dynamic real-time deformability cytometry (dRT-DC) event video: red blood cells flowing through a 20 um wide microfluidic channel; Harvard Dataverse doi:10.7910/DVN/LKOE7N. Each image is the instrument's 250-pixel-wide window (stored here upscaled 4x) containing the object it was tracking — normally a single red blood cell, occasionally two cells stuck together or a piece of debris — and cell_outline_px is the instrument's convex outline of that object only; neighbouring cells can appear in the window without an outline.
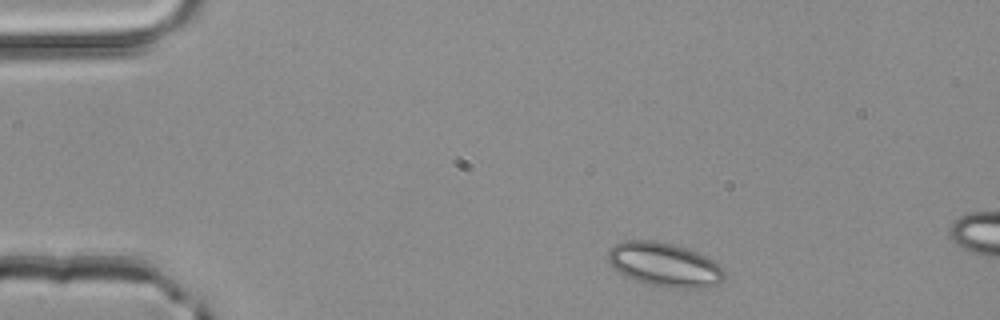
{"species": "common noctule bat (a hibernating species)", "species_latin": "Nyctalus noctula", "temperature_condition": "room temperature", "stored_images_in_passage": 2, "camera_frame_rate_fps": 3000, "um_per_image_px": 0.085, "animal": {"sex": "male", "body_mass_g": 20.4}, "frame": {"image": 1, "passage_image": 1, "time_ms": 0.0, "image_size_px": [1000, 320], "cell_outline_px": [[724, 280], [720, 284], [704, 288], [672, 288], [648, 284], [624, 276], [608, 264], [608, 252], [616, 244], [624, 240], [656, 240], [676, 244], [696, 252], [712, 260], [724, 272]], "centroid_in_image_um": [56.46, 22.5], "position_along_channel_um": 28.5, "area_um2": 29.88}}